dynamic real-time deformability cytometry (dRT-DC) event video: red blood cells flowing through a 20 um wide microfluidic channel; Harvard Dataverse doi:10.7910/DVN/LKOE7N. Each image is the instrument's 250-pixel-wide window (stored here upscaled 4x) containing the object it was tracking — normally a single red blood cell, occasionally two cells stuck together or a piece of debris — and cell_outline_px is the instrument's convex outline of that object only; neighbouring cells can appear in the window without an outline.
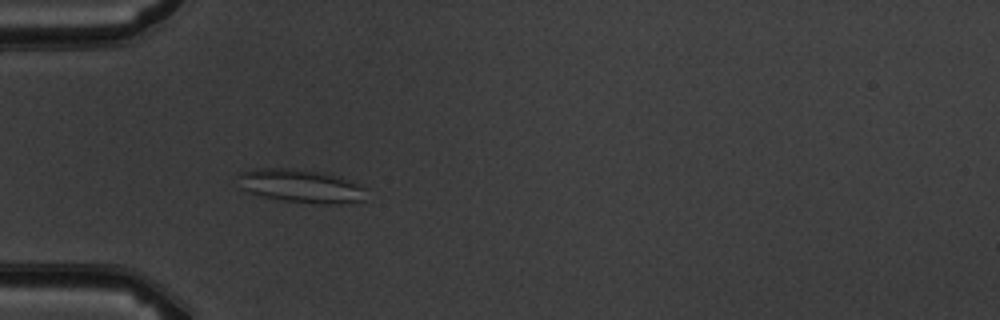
{"species": "common noctule bat (a hibernating species)", "species_latin": "Nyctalus noctula", "temperature_condition": "warm", "stored_images_in_passage": 4, "camera_frame_rate_fps": 3000, "um_per_image_px": 0.085, "animal": {"sex": "male", "body_mass_g": 19.5, "forearm_length_mm": 54.6}, "frame": {"image": 1, "passage_image": 4, "time_ms": 3.333, "image_size_px": [1000, 320], "cell_outline_px": [[364, 200], [340, 204], [320, 204], [284, 200], [264, 196], [240, 188], [236, 176], [236, 172], [256, 168], [288, 168], [324, 172], [340, 176], [364, 188]], "centroid_in_image_um": [25.52, 15.79], "position_along_channel_um": 59.5, "area_um2": 24.91}}